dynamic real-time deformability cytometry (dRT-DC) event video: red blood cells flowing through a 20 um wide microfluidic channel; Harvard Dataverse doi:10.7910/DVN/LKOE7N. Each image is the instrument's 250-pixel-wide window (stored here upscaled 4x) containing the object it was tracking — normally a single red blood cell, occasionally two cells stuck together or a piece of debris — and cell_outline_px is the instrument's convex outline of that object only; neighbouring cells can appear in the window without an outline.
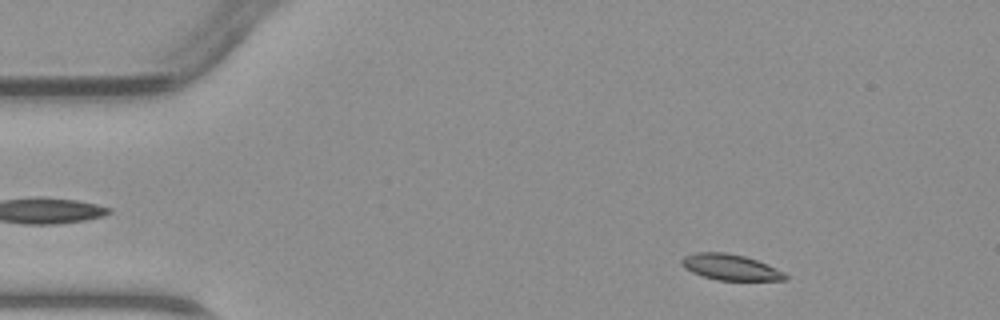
{"species": "common noctule bat (a hibernating species)", "species_latin": "Nyctalus noctula", "temperature_condition": "warm", "stored_images_in_passage": 42, "camera_frame_rate_fps": 3000, "um_per_image_px": 0.085, "animal": {"sex": "male", "body_mass_g": 23.1, "forearm_length_mm": 52.7}, "frame": {"image": 1, "passage_image": 2, "time_ms": 0.333, "image_size_px": [1000, 320], "cell_outline_px": [[788, 280], [716, 280], [692, 272], [680, 260], [684, 256], [696, 252], [724, 252], [744, 256], [756, 260], [784, 272], [788, 276]], "centroid_in_image_um": [62.11, 22.71], "position_along_channel_um": 22.9, "area_um2": 15.32}}
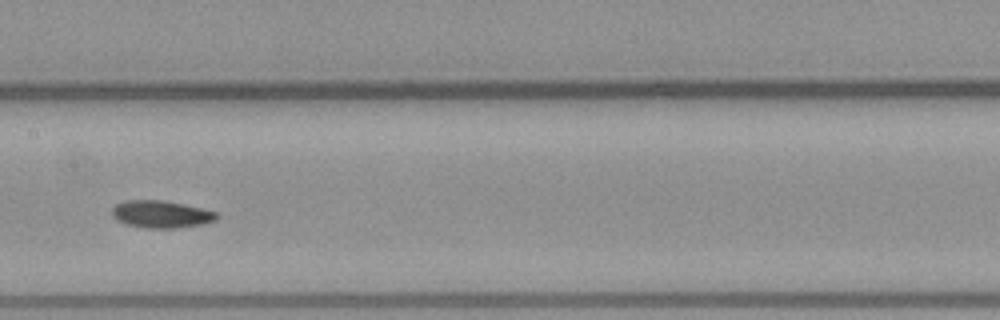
{"frame": {"image": 2, "passage_image": 19, "time_ms": 6.0, "image_size_px": [1000, 320], "cell_outline_px": [[220, 216], [216, 220], [200, 224], [172, 228], [148, 228], [128, 224], [116, 220], [112, 216], [112, 208], [116, 204], [124, 200], [164, 200], [204, 208], [216, 212]], "centroid_in_image_um": [13.7, 18.19], "position_along_channel_um": 193.7, "area_um2": 16.65}}
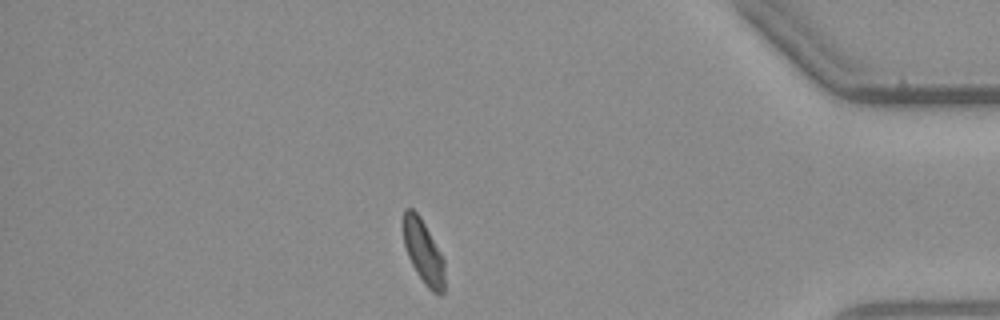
{"frame": {"image": 3, "passage_image": 36, "time_ms": 11.667, "image_size_px": [1000, 320], "cell_outline_px": [[444, 292], [440, 296], [432, 292], [424, 284], [416, 272], [408, 256], [404, 244], [404, 208], [412, 208], [420, 216], [440, 252], [444, 260]], "centroid_in_image_um": [36.0, 21.45], "position_along_channel_um": 399.2, "area_um2": 15.2}}